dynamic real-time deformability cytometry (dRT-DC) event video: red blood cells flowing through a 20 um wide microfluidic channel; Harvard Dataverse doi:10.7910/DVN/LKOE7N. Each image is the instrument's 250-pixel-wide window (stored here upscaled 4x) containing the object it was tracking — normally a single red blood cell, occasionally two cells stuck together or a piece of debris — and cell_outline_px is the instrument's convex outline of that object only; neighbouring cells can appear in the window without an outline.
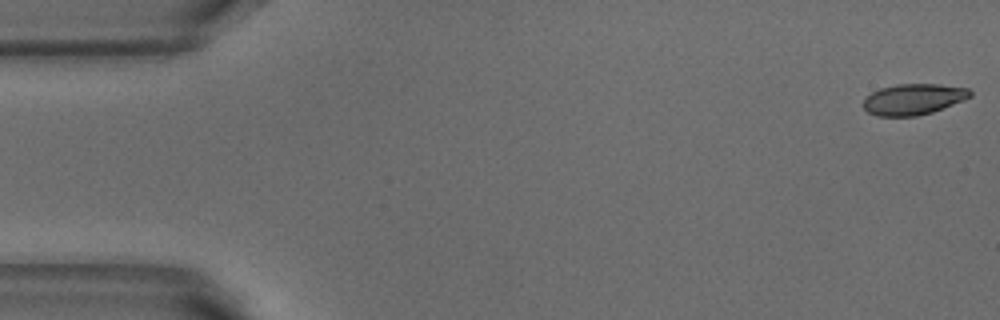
{"species": "common noctule bat (a hibernating species)", "species_latin": "Nyctalus noctula", "temperature_condition": "warm", "stored_images_in_passage": 53, "camera_frame_rate_fps": 3000, "um_per_image_px": 0.085, "animal": {"sex": "male", "body_mass_g": 18.8}, "frame": {"image": 1, "passage_image": 1, "time_ms": 0.0, "image_size_px": [1000, 320], "cell_outline_px": [[972, 96], [964, 100], [932, 112], [916, 116], [876, 116], [868, 112], [864, 108], [864, 100], [872, 92], [880, 88], [896, 84], [940, 84], [968, 88], [972, 92]], "centroid_in_image_um": [77.66, 8.43], "position_along_channel_um": 7.3, "area_um2": 19.25}}
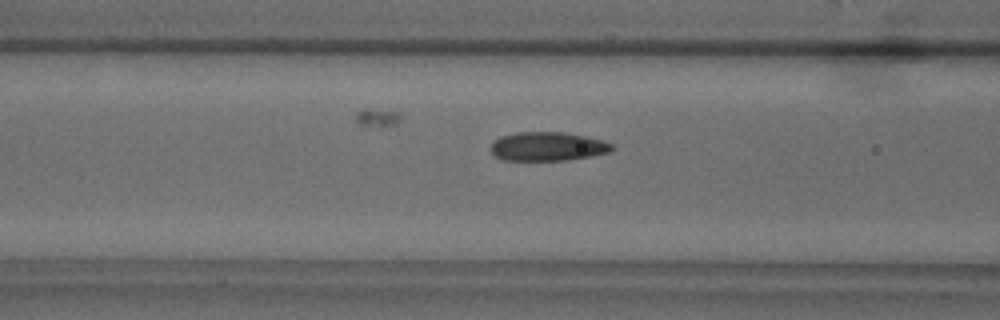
{"frame": {"image": 2, "passage_image": 20, "time_ms": 6.333, "image_size_px": [1000, 320], "cell_outline_px": [[616, 148], [608, 152], [568, 160], [500, 160], [492, 156], [492, 144], [500, 136], [516, 132], [564, 132], [604, 140], [612, 144]], "centroid_in_image_um": [46.53, 12.45], "position_along_channel_um": 120.1, "area_um2": 20.4}}
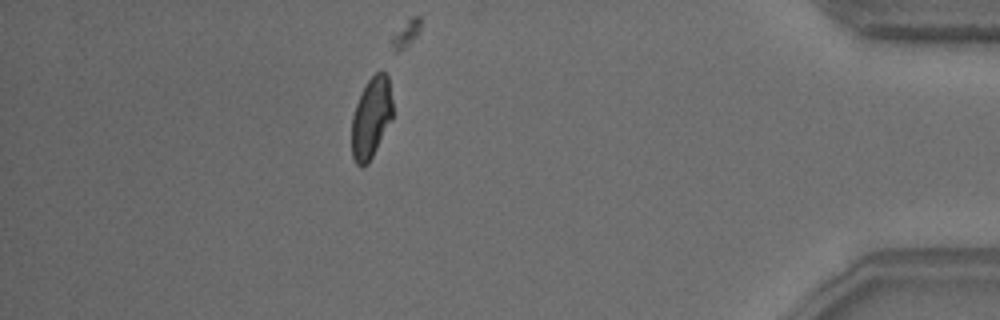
{"frame": {"image": 3, "passage_image": 46, "time_ms": 15.0, "image_size_px": [1000, 320], "cell_outline_px": [[392, 120], [368, 164], [360, 168], [356, 164], [352, 156], [352, 116], [360, 92], [368, 80], [376, 72], [384, 72], [388, 76], [392, 100]], "centroid_in_image_um": [31.55, 10.02], "position_along_channel_um": 403.7, "area_um2": 19.42}}